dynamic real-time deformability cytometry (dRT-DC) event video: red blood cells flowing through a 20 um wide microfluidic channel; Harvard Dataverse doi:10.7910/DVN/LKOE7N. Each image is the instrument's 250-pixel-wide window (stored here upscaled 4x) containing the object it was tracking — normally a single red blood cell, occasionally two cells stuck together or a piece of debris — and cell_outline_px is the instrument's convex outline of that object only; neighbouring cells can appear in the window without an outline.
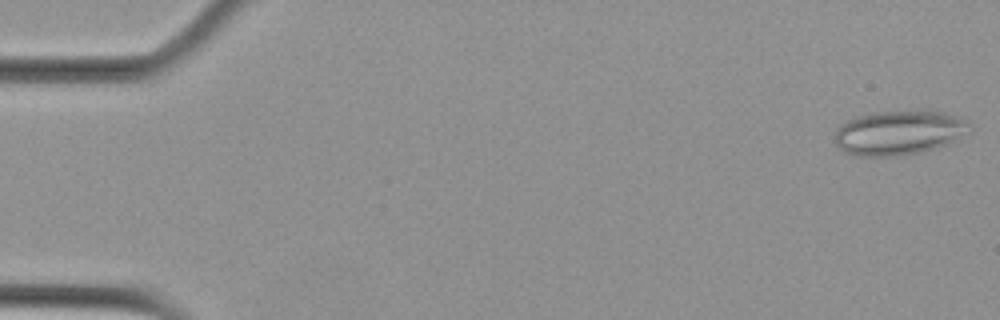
{"species": "Egyptian fruit bat (a non-hibernating species)", "species_latin": "Rousettus aegyptiacus", "temperature_condition": "cold", "stored_images_in_passage": 53, "camera_frame_rate_fps": 3000, "um_per_image_px": 0.085, "animal": {"sex": "female"}, "frame": {"image": 1, "passage_image": 1, "time_ms": 0.0, "image_size_px": [1000, 320], "cell_outline_px": [[972, 132], [944, 144], [920, 152], [900, 156], [860, 156], [844, 152], [832, 140], [836, 128], [840, 124], [856, 116], [876, 112], [940, 112], [964, 116], [972, 124]], "centroid_in_image_um": [76.41, 11.28], "position_along_channel_um": 8.6, "area_um2": 35.03}}
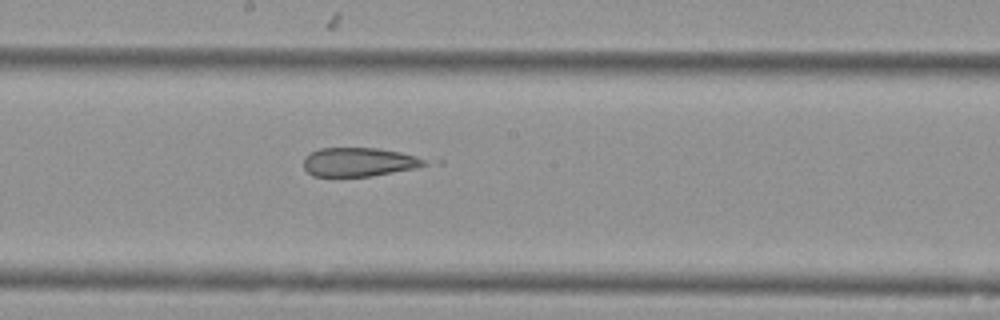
{"frame": {"image": 2, "passage_image": 30, "time_ms": 9.667, "image_size_px": [1000, 320], "cell_outline_px": [[428, 164], [416, 168], [372, 176], [312, 176], [304, 168], [304, 156], [320, 148], [380, 148], [400, 152], [416, 156], [424, 160]], "centroid_in_image_um": [30.49, 13.77], "position_along_channel_um": 217.7, "area_um2": 20.29}}
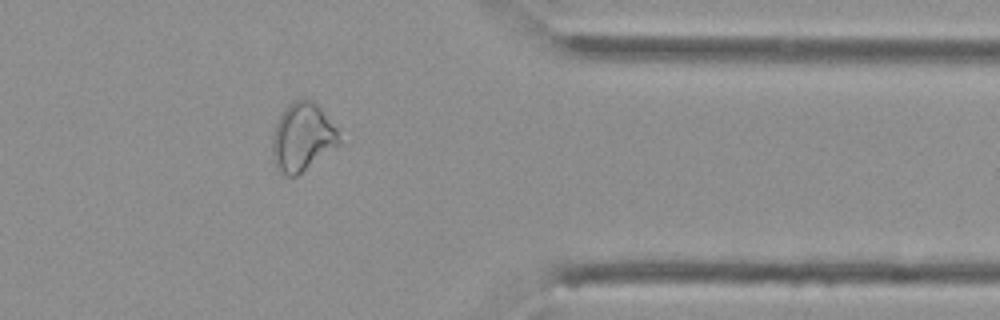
{"frame": {"image": 3, "passage_image": 45, "time_ms": 14.667, "image_size_px": [1000, 320], "cell_outline_px": [[340, 144], [296, 176], [284, 176], [276, 168], [272, 160], [272, 136], [276, 124], [284, 108], [292, 100], [304, 96], [308, 96], [316, 100], [336, 128], [340, 140]], "centroid_in_image_um": [25.69, 11.6], "position_along_channel_um": 385.7, "area_um2": 27.05}}